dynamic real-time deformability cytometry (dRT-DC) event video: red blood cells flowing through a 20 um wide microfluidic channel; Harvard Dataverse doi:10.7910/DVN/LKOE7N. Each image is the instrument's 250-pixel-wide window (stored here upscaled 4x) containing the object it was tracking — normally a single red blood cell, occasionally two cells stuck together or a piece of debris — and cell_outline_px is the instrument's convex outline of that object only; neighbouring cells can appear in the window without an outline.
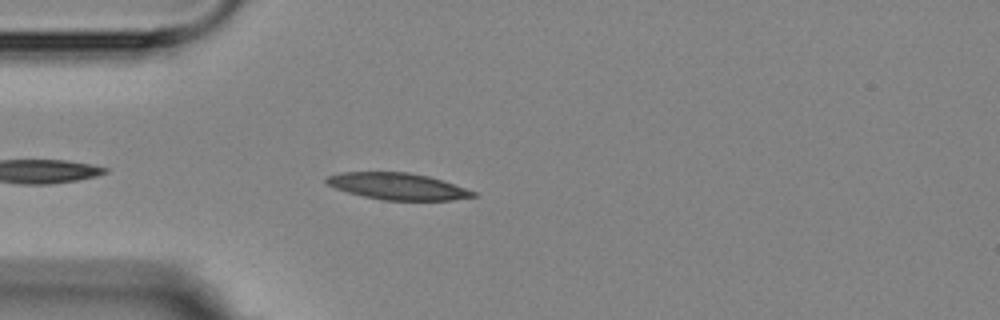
{"species": "Egyptian fruit bat (a non-hibernating species)", "species_latin": "Rousettus aegyptiacus", "temperature_condition": "room temperature", "stored_images_in_passage": 3, "camera_frame_rate_fps": 3000, "um_per_image_px": 0.085, "animal": {"sex": "female"}, "frame": {"image": 1, "passage_image": 3, "time_ms": 2.0, "image_size_px": [1000, 320], "cell_outline_px": [[476, 196], [452, 200], [384, 200], [364, 196], [348, 192], [336, 188], [328, 184], [324, 180], [328, 176], [340, 172], [408, 172], [428, 176], [476, 192]], "centroid_in_image_um": [33.77, 15.83], "position_along_channel_um": 51.2, "area_um2": 22.43}}